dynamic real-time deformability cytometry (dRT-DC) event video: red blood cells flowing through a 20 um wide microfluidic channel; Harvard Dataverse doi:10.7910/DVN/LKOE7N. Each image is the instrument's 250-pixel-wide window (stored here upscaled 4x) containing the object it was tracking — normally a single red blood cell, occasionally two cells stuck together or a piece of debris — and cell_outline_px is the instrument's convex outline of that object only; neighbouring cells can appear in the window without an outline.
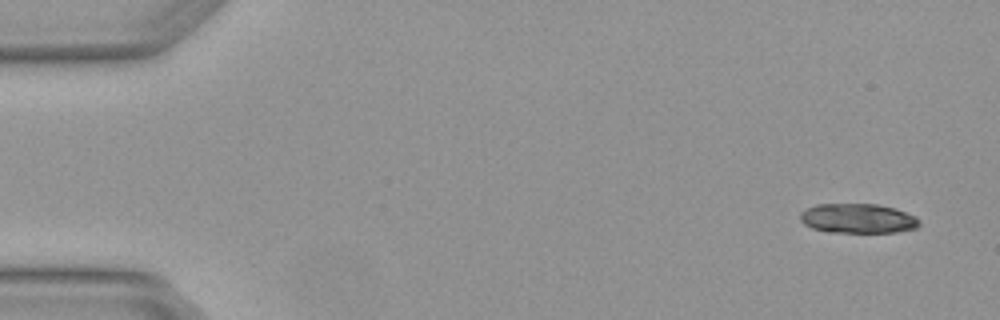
{"species": "Egyptian fruit bat (a non-hibernating species)", "species_latin": "Rousettus aegyptiacus", "temperature_condition": "warm", "stored_images_in_passage": 4, "camera_frame_rate_fps": 3000, "um_per_image_px": 0.085, "animal": {"sex": "female"}, "frame": {"image": 1, "passage_image": 1, "time_ms": 0.0, "image_size_px": [1000, 320], "cell_outline_px": [[920, 224], [916, 228], [896, 232], [828, 232], [812, 228], [804, 224], [800, 220], [800, 212], [804, 208], [816, 204], [876, 204], [896, 208], [916, 216], [920, 220]], "centroid_in_image_um": [72.91, 18.56], "position_along_channel_um": 12.1, "area_um2": 20.75}}